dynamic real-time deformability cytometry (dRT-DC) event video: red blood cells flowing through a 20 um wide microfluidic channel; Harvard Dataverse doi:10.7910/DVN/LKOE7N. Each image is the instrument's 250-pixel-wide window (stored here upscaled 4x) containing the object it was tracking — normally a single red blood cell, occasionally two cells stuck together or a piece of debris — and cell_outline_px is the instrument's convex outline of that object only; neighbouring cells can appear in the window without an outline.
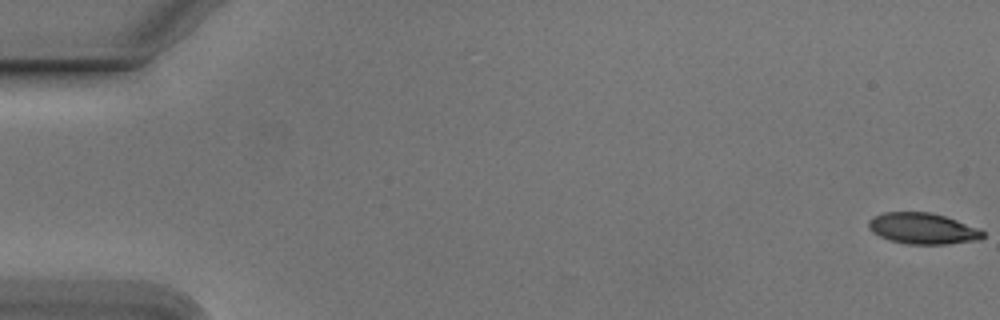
{"species": "Egyptian fruit bat (a non-hibernating species)", "species_latin": "Rousettus aegyptiacus", "temperature_condition": "cold", "stored_images_in_passage": 56, "segment_of_instrument_passage": [1, 2], "camera_frame_rate_fps": 3000, "um_per_image_px": 0.085, "animal": {"sex": "male"}, "frame": {"image": 1, "passage_image": 1, "time_ms": 0.0, "image_size_px": [1000, 320], "cell_outline_px": [[984, 236], [980, 240], [948, 244], [904, 244], [888, 240], [872, 232], [868, 228], [868, 220], [884, 212], [928, 212], [944, 216], [956, 220], [976, 228], [984, 232]], "centroid_in_image_um": [78.4, 19.44], "position_along_channel_um": 6.6, "area_um2": 20.63}}
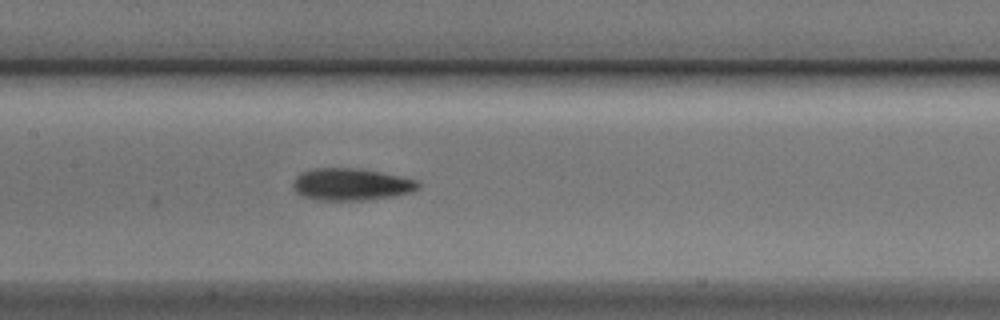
{"frame": {"image": 2, "passage_image": 27, "time_ms": 8.667, "image_size_px": [1000, 320], "cell_outline_px": [[420, 188], [412, 192], [396, 196], [368, 200], [312, 200], [300, 196], [292, 188], [292, 184], [296, 176], [304, 172], [316, 168], [352, 168], [380, 172], [416, 180], [420, 184]], "centroid_in_image_um": [29.83, 15.69], "position_along_channel_um": 177.6, "area_um2": 23.52}}
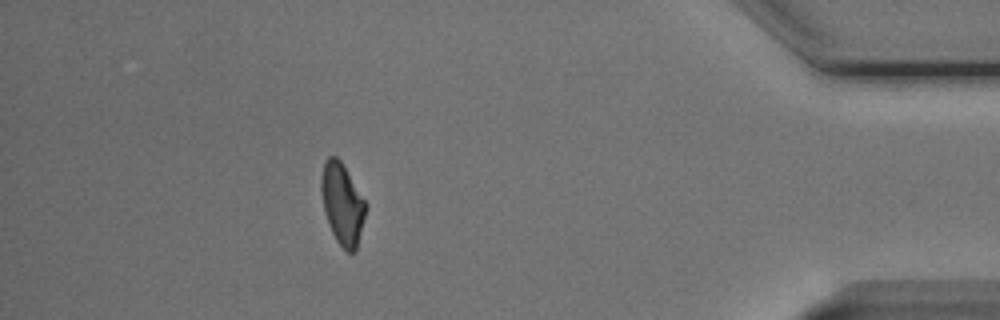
{"frame": {"image": 3, "passage_image": 49, "time_ms": 16.0, "image_size_px": [1000, 320], "cell_outline_px": [[368, 204], [356, 252], [348, 252], [336, 240], [328, 224], [324, 212], [320, 192], [320, 180], [324, 164], [328, 156], [336, 156], [340, 160]], "centroid_in_image_um": [29.1, 17.33], "position_along_channel_um": 406.1, "area_um2": 21.21}}